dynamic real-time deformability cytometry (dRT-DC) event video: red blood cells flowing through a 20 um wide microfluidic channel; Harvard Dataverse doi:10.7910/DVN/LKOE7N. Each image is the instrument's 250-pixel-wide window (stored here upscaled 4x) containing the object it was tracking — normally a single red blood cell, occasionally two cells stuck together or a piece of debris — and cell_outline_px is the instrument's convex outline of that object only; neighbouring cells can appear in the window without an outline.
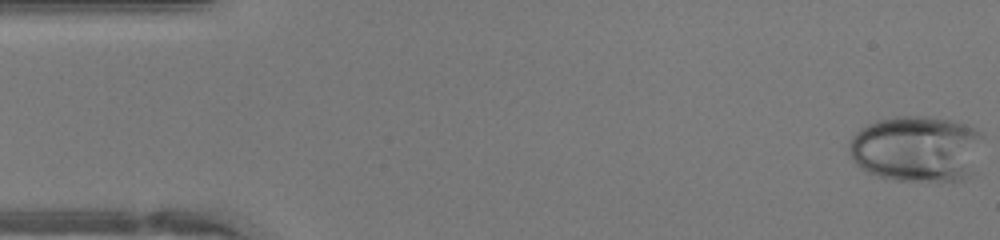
{"species": "human", "species_latin": "Homo sapiens", "temperature_condition": "warm", "stored_images_in_passage": 46, "camera_frame_rate_fps": 3000, "um_per_image_px": 0.085, "donor": {"sex": "female"}, "frame": {"image": 1, "passage_image": 1, "time_ms": 0.0, "image_size_px": [1000, 240], "cell_outline_px": [[984, 136], [972, 172], [964, 180], [940, 184], [896, 180], [880, 176], [868, 172], [856, 164], [852, 160], [848, 148], [848, 144], [852, 136], [860, 128], [876, 120], [896, 116], [928, 116], [952, 120], [964, 124], [984, 132]], "centroid_in_image_um": [77.94, 12.67], "position_along_channel_um": 7.1, "area_um2": 52.89}}
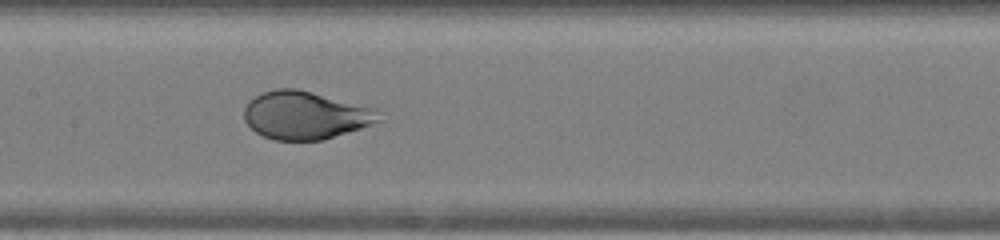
{"frame": {"image": 2, "passage_image": 22, "time_ms": 7.0, "image_size_px": [1000, 240], "cell_outline_px": [[380, 120], [360, 128], [324, 140], [276, 140], [264, 136], [256, 132], [244, 120], [244, 108], [248, 100], [260, 92], [276, 88], [296, 88], [376, 108]], "centroid_in_image_um": [25.9, 9.78], "position_along_channel_um": 181.5, "area_um2": 37.57}}
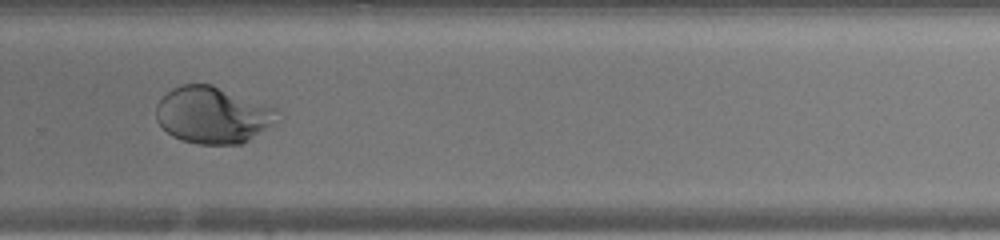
{"frame": {"image": 3, "passage_image": 31, "time_ms": 10.0, "image_size_px": [1000, 240], "cell_outline_px": [[280, 108], [268, 124], [264, 128], [248, 140], [240, 144], [200, 144], [184, 140], [172, 136], [156, 120], [156, 104], [172, 88], [180, 84], [212, 84]], "centroid_in_image_um": [18.03, 9.74], "position_along_channel_um": 311.8, "area_um2": 39.54}, "authors_computed_cell_mechanics": {"area_um2": 42.6853, "velocity_mm_per_s": 4.3659, "shape_relaxation_time_tau1_ms": 4.1866, "shape_relaxation_time_tau2_ms": null, "deformation_change_tau1": 0.2064, "deformation_change_tau2": null}}